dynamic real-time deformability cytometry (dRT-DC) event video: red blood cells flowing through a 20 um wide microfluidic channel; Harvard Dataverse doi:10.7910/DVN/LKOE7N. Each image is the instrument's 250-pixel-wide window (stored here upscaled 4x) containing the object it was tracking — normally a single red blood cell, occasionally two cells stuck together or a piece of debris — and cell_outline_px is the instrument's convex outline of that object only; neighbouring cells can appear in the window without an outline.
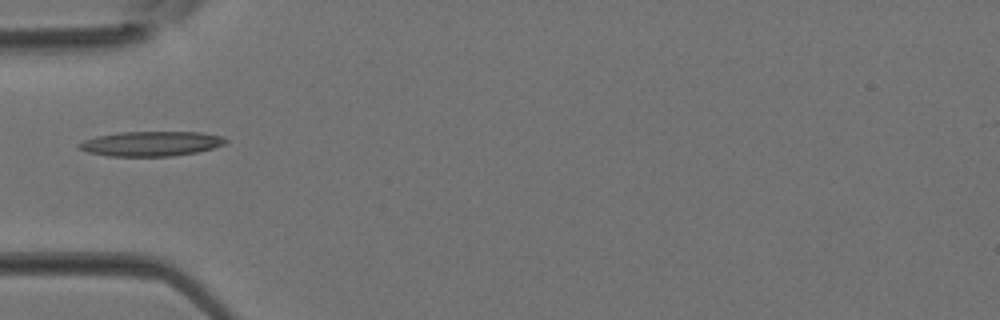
{"species": "Egyptian fruit bat (a non-hibernating species)", "species_latin": "Rousettus aegyptiacus", "temperature_condition": "room temperature", "stored_images_in_passage": 4, "camera_frame_rate_fps": 3000, "um_per_image_px": 0.085, "animal": {"sex": "female"}, "frame": {"image": 1, "passage_image": 4, "time_ms": 1.0, "image_size_px": [1000, 320], "cell_outline_px": [[228, 140], [224, 144], [212, 148], [196, 152], [172, 156], [108, 156], [88, 152], [80, 148], [76, 144], [84, 140], [96, 136], [120, 132], [200, 132], [220, 136]], "centroid_in_image_um": [12.81, 12.21], "position_along_channel_um": 72.2, "area_um2": 21.04}}